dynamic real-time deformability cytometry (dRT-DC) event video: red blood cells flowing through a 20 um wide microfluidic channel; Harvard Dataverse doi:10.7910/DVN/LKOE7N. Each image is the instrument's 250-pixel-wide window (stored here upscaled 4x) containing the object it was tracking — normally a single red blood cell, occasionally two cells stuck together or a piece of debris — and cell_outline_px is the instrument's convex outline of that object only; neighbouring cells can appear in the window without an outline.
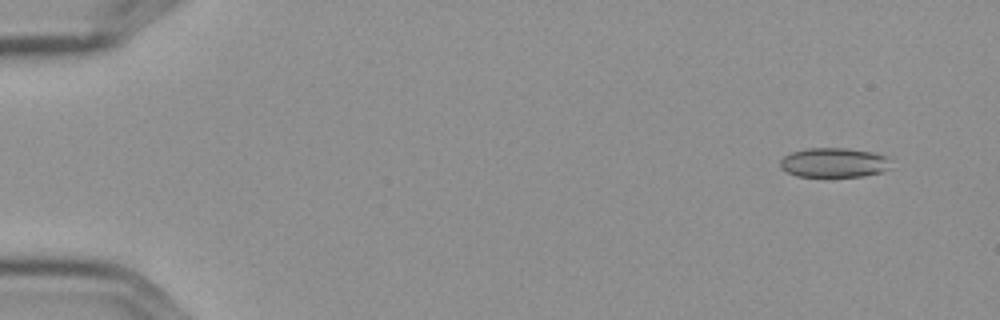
{"species": "Egyptian fruit bat (a non-hibernating species)", "species_latin": "Rousettus aegyptiacus", "temperature_condition": "cold", "stored_images_in_passage": 7, "camera_frame_rate_fps": 3000, "um_per_image_px": 0.085, "frame": {"image": 1, "passage_image": 2, "time_ms": 0.333, "image_size_px": [1000, 320], "cell_outline_px": [[892, 168], [880, 172], [864, 176], [824, 180], [796, 176], [780, 168], [780, 160], [784, 156], [792, 152], [808, 148], [848, 148], [872, 152], [888, 156]], "centroid_in_image_um": [70.89, 13.88], "position_along_channel_um": 14.1, "area_um2": 20.11}}
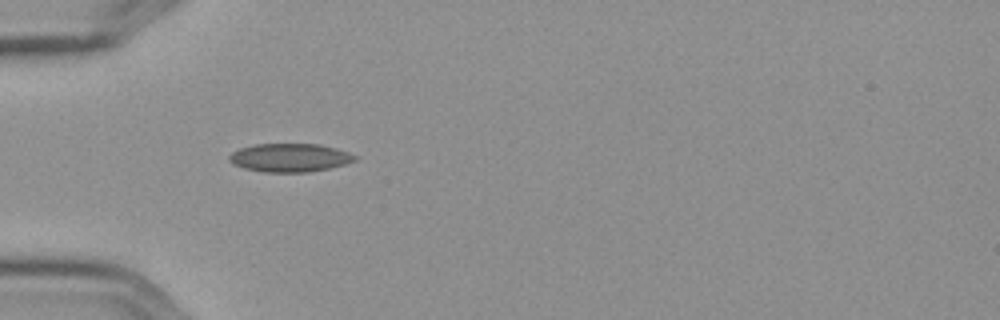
{"frame": {"image": 2, "passage_image": 6, "time_ms": 1.667, "image_size_px": [1000, 320], "cell_outline_px": [[356, 160], [344, 164], [328, 168], [308, 172], [264, 172], [244, 168], [232, 164], [228, 160], [228, 156], [232, 152], [240, 148], [256, 144], [316, 144], [336, 148], [348, 152], [356, 156]], "centroid_in_image_um": [24.59, 13.4], "position_along_channel_um": 60.4, "area_um2": 20.69}}
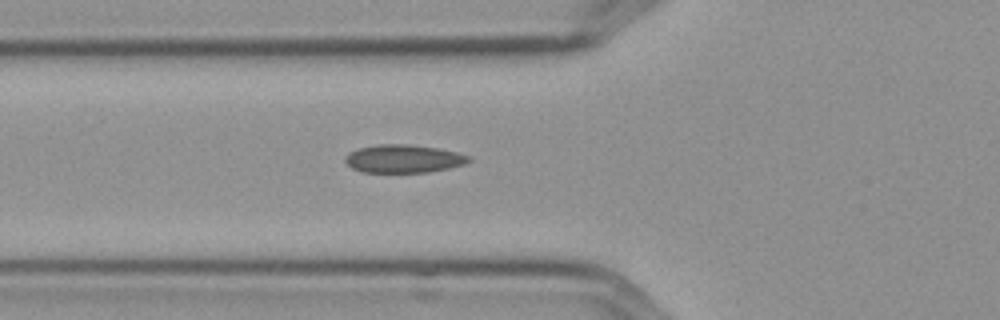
{"frame": {"image": 3, "passage_image": 7, "time_ms": 2.0, "image_size_px": [1000, 320], "cell_outline_px": [[472, 160], [464, 164], [448, 168], [428, 172], [360, 172], [352, 168], [344, 160], [344, 156], [348, 152], [360, 148], [376, 144], [408, 144], [440, 148], [472, 156]], "centroid_in_image_um": [34.3, 13.48], "position_along_channel_um": 91.5, "area_um2": 20.4}}